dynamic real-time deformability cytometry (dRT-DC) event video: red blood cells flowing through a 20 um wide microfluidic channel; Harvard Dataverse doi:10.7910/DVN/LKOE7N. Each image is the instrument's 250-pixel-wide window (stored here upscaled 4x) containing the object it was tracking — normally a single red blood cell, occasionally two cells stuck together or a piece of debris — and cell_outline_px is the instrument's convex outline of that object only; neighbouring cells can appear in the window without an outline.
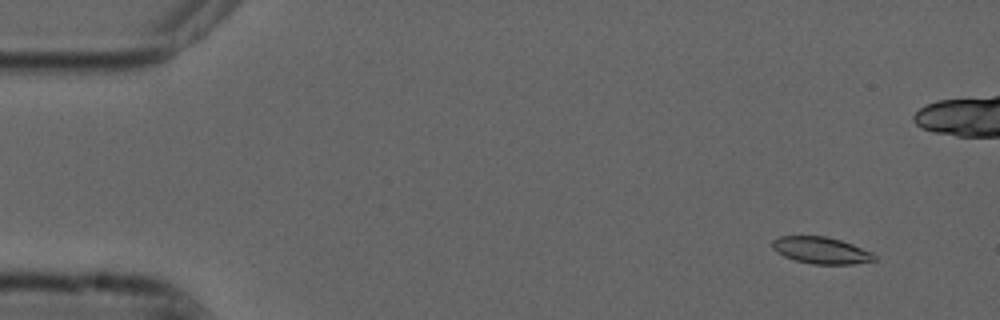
{"species": "common noctule bat (a hibernating species)", "species_latin": "Nyctalus noctula", "temperature_condition": "cold", "stored_images_in_passage": 56, "camera_frame_rate_fps": 3000, "um_per_image_px": 0.085, "animal": {"sex": "male", "forearm_length_mm": 52.5}, "frame": {"image": 1, "passage_image": 5, "time_ms": 1.333, "image_size_px": [1000, 320], "cell_outline_px": [[876, 260], [852, 264], [812, 264], [796, 260], [784, 256], [776, 252], [772, 248], [772, 240], [780, 236], [824, 236], [840, 240], [852, 244], [872, 252], [876, 256]], "centroid_in_image_um": [69.78, 21.28], "position_along_channel_um": 15.2, "area_um2": 15.84}}
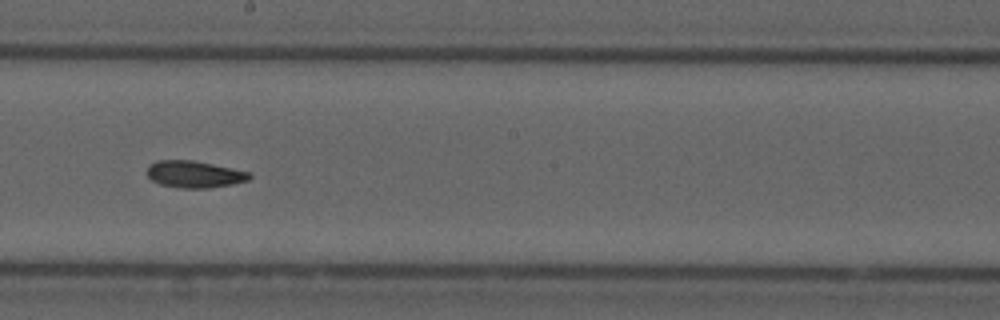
{"frame": {"image": 2, "passage_image": 31, "time_ms": 10.0, "image_size_px": [1000, 320], "cell_outline_px": [[252, 176], [248, 180], [232, 184], [208, 188], [180, 188], [160, 184], [152, 180], [148, 176], [148, 164], [156, 160], [192, 160], [212, 164], [248, 172]], "centroid_in_image_um": [16.48, 14.81], "position_along_channel_um": 231.7, "area_um2": 15.9}}
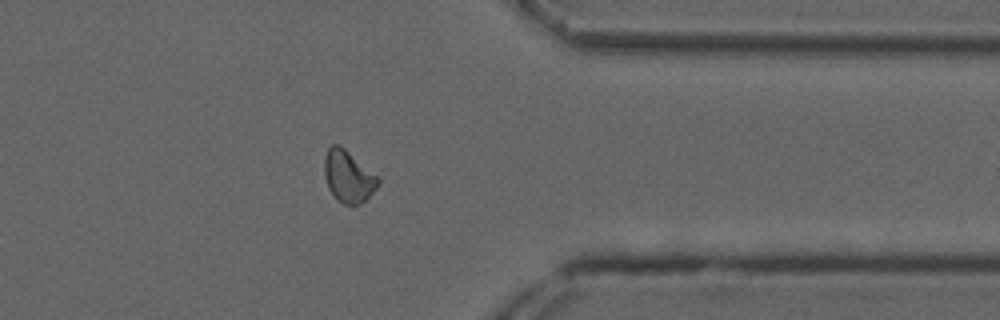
{"frame": {"image": 3, "passage_image": 44, "time_ms": 14.333, "image_size_px": [1000, 320], "cell_outline_px": [[380, 184], [360, 204], [344, 204], [336, 200], [328, 188], [324, 176], [324, 156], [328, 148], [332, 144], [336, 144], [344, 148], [376, 176], [380, 180]], "centroid_in_image_um": [29.56, 15.01], "position_along_channel_um": 381.8, "area_um2": 15.95}, "authors_computed_cell_mechanics": {"area_um2": 16.0106, "velocity_mm_per_s": 3.7238, "shape_relaxation_time_tau1_ms": null, "shape_relaxation_time_tau2_ms": 6.9354, "deformation_change_tau1": null, "deformation_change_tau2": 0.0978}}